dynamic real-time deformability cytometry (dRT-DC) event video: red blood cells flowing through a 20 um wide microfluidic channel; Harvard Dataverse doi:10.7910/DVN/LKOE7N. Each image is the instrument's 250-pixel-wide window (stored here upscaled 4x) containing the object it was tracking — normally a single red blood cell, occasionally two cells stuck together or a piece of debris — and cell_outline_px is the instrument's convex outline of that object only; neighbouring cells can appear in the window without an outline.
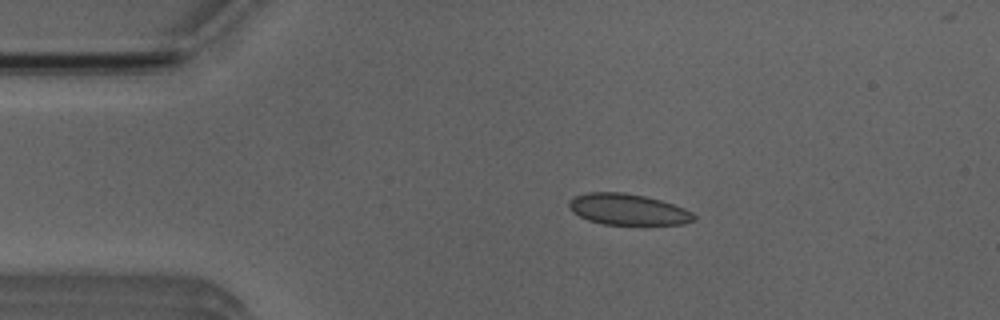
{"species": "Egyptian fruit bat (a non-hibernating species)", "species_latin": "Rousettus aegyptiacus", "temperature_condition": "room temperature", "stored_images_in_passage": 5, "camera_frame_rate_fps": 3000, "um_per_image_px": 0.085, "animal": {"sex": "male"}, "frame": {"image": 1, "passage_image": 3, "time_ms": 2.667, "image_size_px": [1000, 320], "cell_outline_px": [[696, 220], [684, 224], [604, 224], [588, 220], [572, 212], [568, 208], [568, 200], [576, 196], [588, 192], [624, 192], [644, 196], [660, 200], [684, 208], [692, 212], [696, 216]], "centroid_in_image_um": [53.36, 17.8], "position_along_channel_um": 31.6, "area_um2": 22.6}}